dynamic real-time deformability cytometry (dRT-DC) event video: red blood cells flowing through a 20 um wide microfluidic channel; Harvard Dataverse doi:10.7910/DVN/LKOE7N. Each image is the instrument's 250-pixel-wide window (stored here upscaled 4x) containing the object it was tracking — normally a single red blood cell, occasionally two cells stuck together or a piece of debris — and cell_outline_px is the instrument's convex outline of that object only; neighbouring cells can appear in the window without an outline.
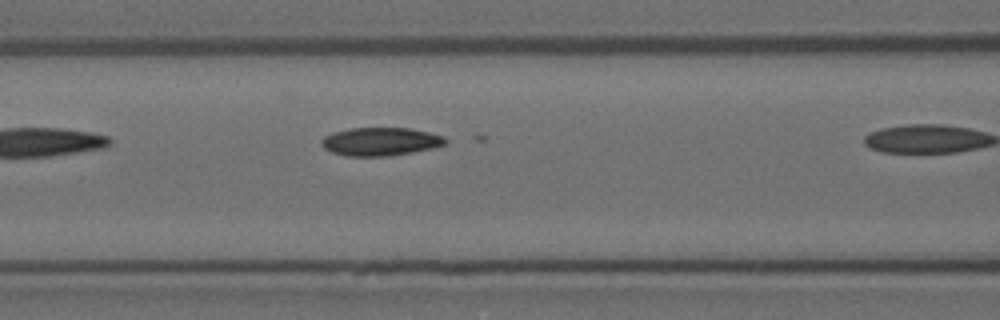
{"species": "Egyptian fruit bat (a non-hibernating species)", "species_latin": "Rousettus aegyptiacus", "temperature_condition": "room temperature", "stored_images_in_passage": 10, "camera_frame_rate_fps": 3000, "um_per_image_px": 0.085, "animal": {"sex": "female"}, "frame": {"image": 1, "passage_image": 6, "time_ms": 1.667, "image_size_px": [1000, 320], "cell_outline_px": [[448, 144], [432, 148], [412, 152], [388, 156], [348, 156], [332, 152], [324, 148], [320, 144], [320, 140], [324, 136], [332, 132], [348, 128], [408, 128], [428, 132], [444, 136], [448, 140]], "centroid_in_image_um": [32.33, 12.03], "position_along_channel_um": 134.3, "area_um2": 20.52}}